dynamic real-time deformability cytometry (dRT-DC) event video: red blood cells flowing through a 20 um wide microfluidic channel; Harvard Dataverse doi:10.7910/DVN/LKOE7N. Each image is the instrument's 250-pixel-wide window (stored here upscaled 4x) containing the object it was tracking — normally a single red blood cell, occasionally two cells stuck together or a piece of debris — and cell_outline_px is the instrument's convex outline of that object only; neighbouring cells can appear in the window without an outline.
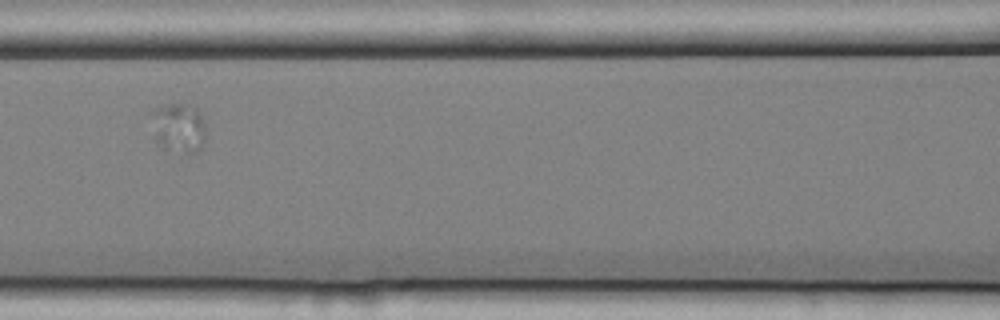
{"species": "common noctule bat (a hibernating species)", "species_latin": "Nyctalus noctula", "temperature_condition": "cold", "stored_images_in_passage": 12, "camera_frame_rate_fps": 3000, "um_per_image_px": 0.085, "animal": {"sex": "female", "body_mass_g": 25.1}, "frame": {"image": 1, "passage_image": 4, "time_ms": 1.0, "image_size_px": [1000, 320], "cell_outline_px": [[204, 140], [200, 148], [196, 152], [184, 152], [160, 148], [156, 140], [152, 112], [160, 108], [172, 104], [192, 104], [200, 112], [204, 124]], "centroid_in_image_um": [15.22, 10.86], "position_along_channel_um": 151.4, "area_um2": 15.26}}
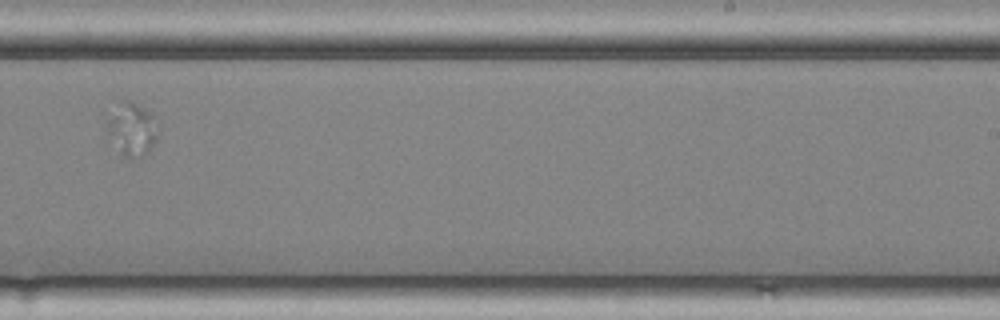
{"frame": {"image": 2, "passage_image": 7, "time_ms": 2.0, "image_size_px": [1000, 320], "cell_outline_px": [[160, 132], [156, 140], [140, 160], [132, 160], [124, 156], [120, 152], [108, 132], [108, 120], [124, 100], [128, 100], [144, 108], [156, 116], [160, 120]], "centroid_in_image_um": [11.35, 11.03], "position_along_channel_um": 277.7, "area_um2": 15.66}}